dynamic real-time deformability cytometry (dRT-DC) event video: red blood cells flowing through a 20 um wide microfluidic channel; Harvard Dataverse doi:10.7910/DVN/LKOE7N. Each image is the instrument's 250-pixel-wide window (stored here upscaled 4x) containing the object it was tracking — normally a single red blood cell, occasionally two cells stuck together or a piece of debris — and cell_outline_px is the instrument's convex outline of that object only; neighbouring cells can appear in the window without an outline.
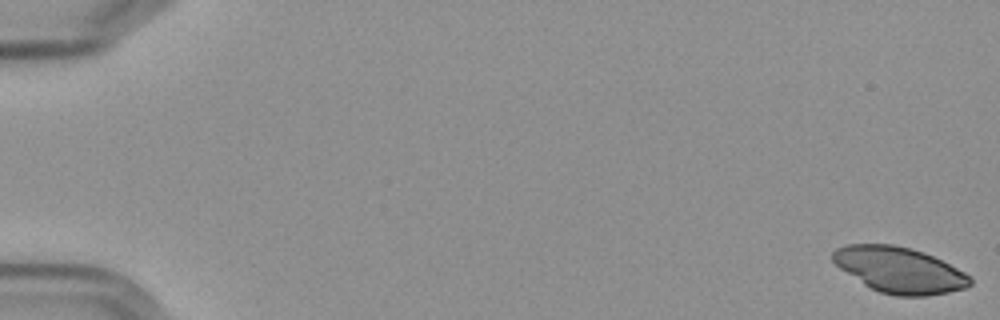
{"species": "Egyptian fruit bat (a non-hibernating species)", "species_latin": "Rousettus aegyptiacus", "temperature_condition": "cold", "stored_images_in_passage": 57, "camera_frame_rate_fps": 3000, "um_per_image_px": 0.085, "frame": {"image": 1, "passage_image": 1, "time_ms": 0.0, "image_size_px": [1000, 320], "cell_outline_px": [[972, 284], [964, 288], [948, 292], [928, 296], [896, 296], [880, 292], [864, 284], [840, 268], [832, 260], [832, 252], [836, 248], [848, 244], [892, 244], [912, 248], [924, 252], [972, 276]], "centroid_in_image_um": [76.45, 22.94], "position_along_channel_um": 8.5, "area_um2": 36.47}}